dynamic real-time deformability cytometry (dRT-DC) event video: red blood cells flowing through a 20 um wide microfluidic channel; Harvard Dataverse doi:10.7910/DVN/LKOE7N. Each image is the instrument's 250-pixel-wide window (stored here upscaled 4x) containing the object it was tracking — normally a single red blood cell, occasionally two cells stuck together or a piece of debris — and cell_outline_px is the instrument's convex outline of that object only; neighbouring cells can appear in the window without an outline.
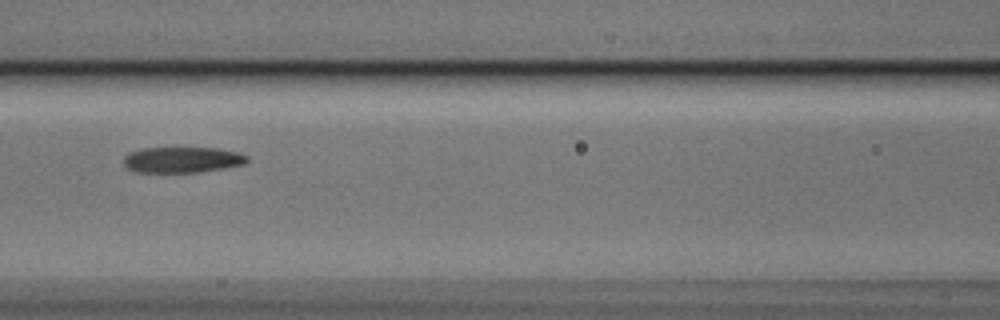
{"species": "Egyptian fruit bat (a non-hibernating species)", "species_latin": "Rousettus aegyptiacus", "temperature_condition": "cold", "stored_images_in_passage": 5, "camera_frame_rate_fps": 3000, "um_per_image_px": 0.085, "animal": {"sex": "male"}, "frame": {"image": 1, "passage_image": 3, "time_ms": 0.667, "image_size_px": [1000, 320], "cell_outline_px": [[248, 160], [244, 164], [224, 168], [200, 172], [136, 172], [128, 168], [124, 164], [124, 156], [128, 152], [144, 148], [216, 148], [240, 152], [248, 156]], "centroid_in_image_um": [15.5, 13.58], "position_along_channel_um": 151.1, "area_um2": 18.61}}
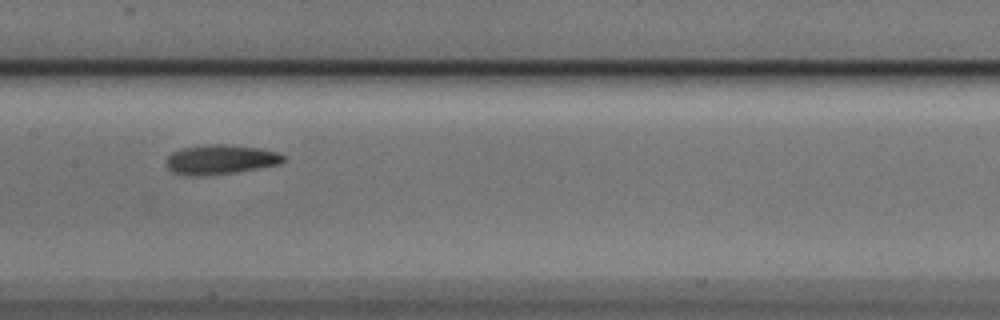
{"frame": {"image": 2, "passage_image": 4, "time_ms": 1.0, "image_size_px": [1000, 320], "cell_outline_px": [[284, 160], [280, 164], [232, 172], [200, 176], [192, 176], [172, 172], [164, 164], [168, 156], [172, 152], [180, 148], [204, 144], [224, 144], [260, 148], [280, 152], [284, 156]], "centroid_in_image_um": [18.7, 13.54], "position_along_channel_um": 188.7, "area_um2": 20.23}}
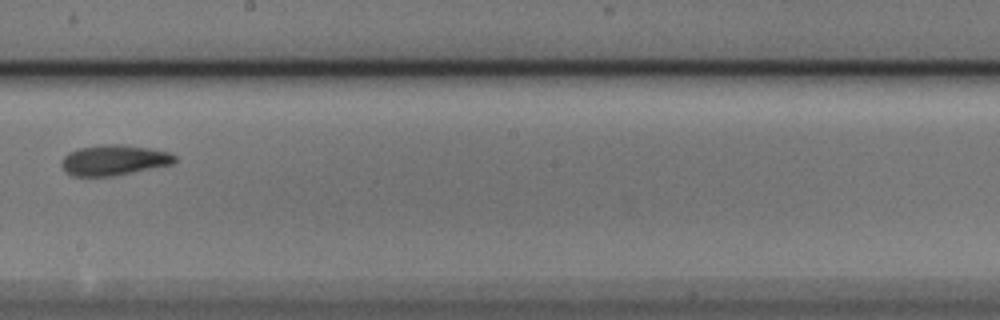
{"frame": {"image": 3, "passage_image": 5, "time_ms": 1.333, "image_size_px": [1000, 320], "cell_outline_px": [[176, 160], [172, 164], [116, 176], [72, 176], [64, 172], [60, 164], [60, 160], [68, 152], [80, 148], [100, 144], [120, 144], [152, 148], [168, 152], [176, 156]], "centroid_in_image_um": [9.65, 13.61], "position_along_channel_um": 238.6, "area_um2": 20.4}}